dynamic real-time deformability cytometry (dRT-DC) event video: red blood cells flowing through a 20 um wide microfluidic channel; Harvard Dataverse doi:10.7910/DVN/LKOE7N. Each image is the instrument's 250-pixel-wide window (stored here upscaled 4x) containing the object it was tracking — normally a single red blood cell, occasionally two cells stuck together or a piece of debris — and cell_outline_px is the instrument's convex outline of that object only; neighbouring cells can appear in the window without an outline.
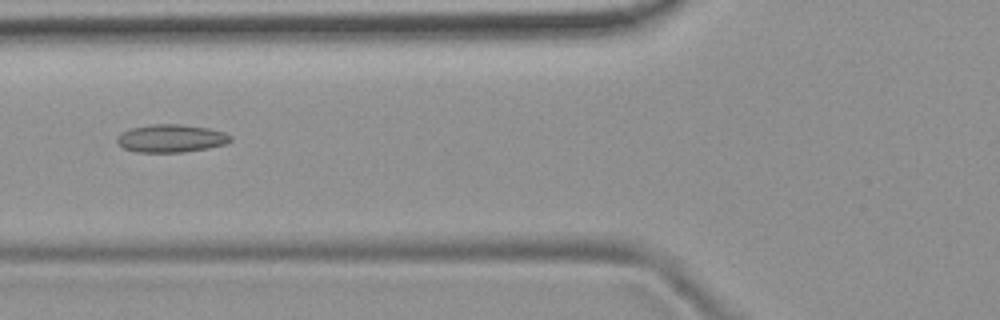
{"species": "common noctule bat (a hibernating species)", "species_latin": "Nyctalus noctula", "temperature_condition": "room temperature", "stored_images_in_passage": 6, "camera_frame_rate_fps": 3000, "um_per_image_px": 0.085, "animal": {"sex": "female", "body_mass_g": 19.9}, "frame": {"image": 1, "passage_image": 6, "time_ms": 1.667, "image_size_px": [1000, 320], "cell_outline_px": [[232, 140], [224, 144], [208, 148], [184, 152], [136, 152], [124, 148], [116, 140], [116, 136], [120, 132], [132, 128], [152, 124], [180, 124], [208, 128], [224, 132], [232, 136]], "centroid_in_image_um": [14.53, 11.76], "position_along_channel_um": 111.3, "area_um2": 18.44}}